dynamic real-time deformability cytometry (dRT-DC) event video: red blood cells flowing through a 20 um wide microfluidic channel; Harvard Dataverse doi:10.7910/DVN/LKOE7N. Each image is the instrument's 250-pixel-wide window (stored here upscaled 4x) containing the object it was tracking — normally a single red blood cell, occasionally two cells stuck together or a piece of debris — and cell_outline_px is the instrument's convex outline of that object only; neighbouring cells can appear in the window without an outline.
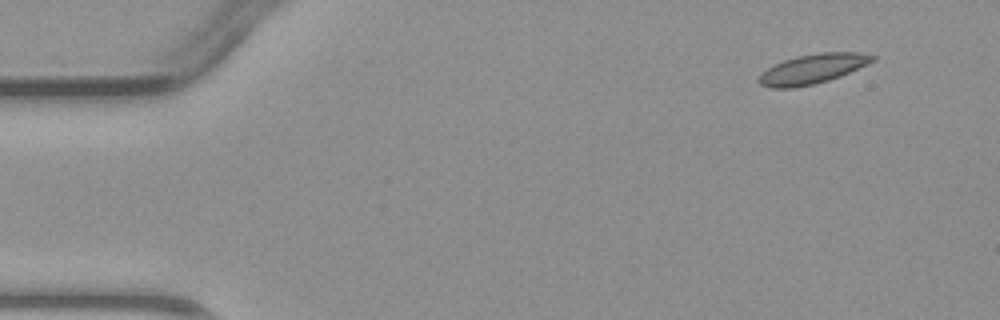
{"species": "common noctule bat (a hibernating species)", "species_latin": "Nyctalus noctula", "temperature_condition": "warm", "stored_images_in_passage": 3, "camera_frame_rate_fps": 3000, "um_per_image_px": 0.085, "animal": {"sex": "male", "body_mass_g": 23.1, "forearm_length_mm": 52.7}, "frame": {"image": 1, "passage_image": 1, "time_ms": 0.0, "image_size_px": [1000, 320], "cell_outline_px": [[876, 60], [840, 76], [828, 80], [812, 84], [792, 88], [772, 88], [760, 84], [756, 80], [760, 72], [772, 64], [796, 56], [820, 52], [860, 52], [876, 56]], "centroid_in_image_um": [69.02, 5.85], "position_along_channel_um": 16.0, "area_um2": 19.77}}
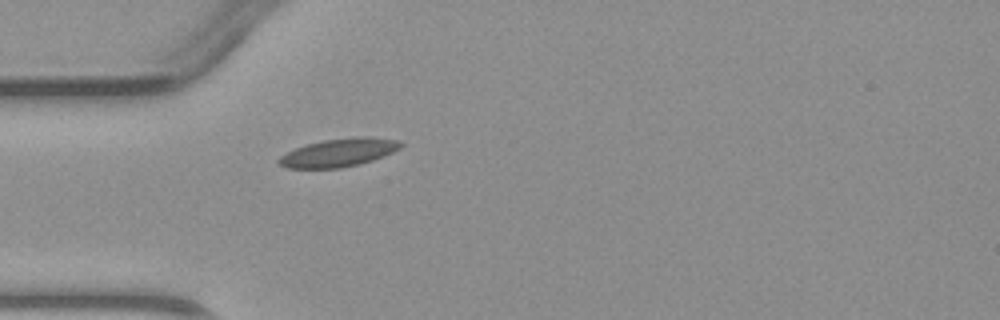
{"frame": {"image": 2, "passage_image": 3, "time_ms": 3.333, "image_size_px": [1000, 320], "cell_outline_px": [[404, 144], [400, 148], [392, 152], [372, 160], [360, 164], [340, 168], [288, 168], [280, 164], [276, 160], [280, 156], [296, 148], [308, 144], [324, 140], [356, 136], [372, 136], [400, 140]], "centroid_in_image_um": [28.84, 12.96], "position_along_channel_um": 56.2, "area_um2": 20.0}}